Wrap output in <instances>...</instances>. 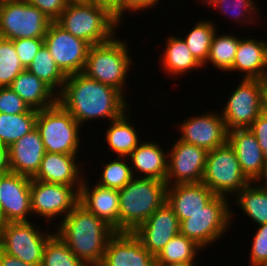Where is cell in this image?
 <instances>
[{"label":"cell","instance_id":"f6af8a7d","mask_svg":"<svg viewBox=\"0 0 267 266\" xmlns=\"http://www.w3.org/2000/svg\"><path fill=\"white\" fill-rule=\"evenodd\" d=\"M161 0H126V12H144V10H149L151 7L155 8ZM155 6V7H154Z\"/></svg>","mask_w":267,"mask_h":266},{"label":"cell","instance_id":"60d3db41","mask_svg":"<svg viewBox=\"0 0 267 266\" xmlns=\"http://www.w3.org/2000/svg\"><path fill=\"white\" fill-rule=\"evenodd\" d=\"M12 42L22 66L26 69L44 44V38H21Z\"/></svg>","mask_w":267,"mask_h":266},{"label":"cell","instance_id":"30bf717a","mask_svg":"<svg viewBox=\"0 0 267 266\" xmlns=\"http://www.w3.org/2000/svg\"><path fill=\"white\" fill-rule=\"evenodd\" d=\"M52 21L26 0L0 1V37L44 38Z\"/></svg>","mask_w":267,"mask_h":266},{"label":"cell","instance_id":"7bdbcfd3","mask_svg":"<svg viewBox=\"0 0 267 266\" xmlns=\"http://www.w3.org/2000/svg\"><path fill=\"white\" fill-rule=\"evenodd\" d=\"M255 135L264 156L267 158V116L261 113L249 127Z\"/></svg>","mask_w":267,"mask_h":266},{"label":"cell","instance_id":"8fae6325","mask_svg":"<svg viewBox=\"0 0 267 266\" xmlns=\"http://www.w3.org/2000/svg\"><path fill=\"white\" fill-rule=\"evenodd\" d=\"M267 81L243 78L230 94L227 103L219 113L227 131L249 128L262 113L263 96Z\"/></svg>","mask_w":267,"mask_h":266},{"label":"cell","instance_id":"d590c367","mask_svg":"<svg viewBox=\"0 0 267 266\" xmlns=\"http://www.w3.org/2000/svg\"><path fill=\"white\" fill-rule=\"evenodd\" d=\"M128 160V157L117 156L113 161L105 163L97 184L117 190L124 188L134 178L130 161Z\"/></svg>","mask_w":267,"mask_h":266},{"label":"cell","instance_id":"6da1fadb","mask_svg":"<svg viewBox=\"0 0 267 266\" xmlns=\"http://www.w3.org/2000/svg\"><path fill=\"white\" fill-rule=\"evenodd\" d=\"M126 96L113 86L86 77L83 73L68 75L58 103L82 126L98 118L118 119L130 109Z\"/></svg>","mask_w":267,"mask_h":266},{"label":"cell","instance_id":"4fadbf2b","mask_svg":"<svg viewBox=\"0 0 267 266\" xmlns=\"http://www.w3.org/2000/svg\"><path fill=\"white\" fill-rule=\"evenodd\" d=\"M44 44L66 76L82 73L91 46L88 42L74 37L56 22H51Z\"/></svg>","mask_w":267,"mask_h":266},{"label":"cell","instance_id":"44dd1931","mask_svg":"<svg viewBox=\"0 0 267 266\" xmlns=\"http://www.w3.org/2000/svg\"><path fill=\"white\" fill-rule=\"evenodd\" d=\"M229 144L234 148L241 170L250 182L261 177L267 158L249 128L228 131Z\"/></svg>","mask_w":267,"mask_h":266},{"label":"cell","instance_id":"4316f807","mask_svg":"<svg viewBox=\"0 0 267 266\" xmlns=\"http://www.w3.org/2000/svg\"><path fill=\"white\" fill-rule=\"evenodd\" d=\"M171 35L165 39V50H162L164 52L160 55L163 72L167 73L166 75L168 76L171 75L170 77L176 78L183 74L185 75L191 70L202 69L203 66L192 55L182 37Z\"/></svg>","mask_w":267,"mask_h":266},{"label":"cell","instance_id":"7c38bea8","mask_svg":"<svg viewBox=\"0 0 267 266\" xmlns=\"http://www.w3.org/2000/svg\"><path fill=\"white\" fill-rule=\"evenodd\" d=\"M30 193L32 215L44 217L48 223L60 215L64 219L79 203V191L74 186L31 179Z\"/></svg>","mask_w":267,"mask_h":266},{"label":"cell","instance_id":"4dcf8cb0","mask_svg":"<svg viewBox=\"0 0 267 266\" xmlns=\"http://www.w3.org/2000/svg\"><path fill=\"white\" fill-rule=\"evenodd\" d=\"M37 112L0 113V142L9 147L36 128Z\"/></svg>","mask_w":267,"mask_h":266},{"label":"cell","instance_id":"f1b7e54d","mask_svg":"<svg viewBox=\"0 0 267 266\" xmlns=\"http://www.w3.org/2000/svg\"><path fill=\"white\" fill-rule=\"evenodd\" d=\"M234 197L235 205L254 221L255 226L267 223V190L261 185L250 182Z\"/></svg>","mask_w":267,"mask_h":266},{"label":"cell","instance_id":"8992f818","mask_svg":"<svg viewBox=\"0 0 267 266\" xmlns=\"http://www.w3.org/2000/svg\"><path fill=\"white\" fill-rule=\"evenodd\" d=\"M82 127L59 103L37 112L36 129L45 152L79 154Z\"/></svg>","mask_w":267,"mask_h":266},{"label":"cell","instance_id":"b9f144b4","mask_svg":"<svg viewBox=\"0 0 267 266\" xmlns=\"http://www.w3.org/2000/svg\"><path fill=\"white\" fill-rule=\"evenodd\" d=\"M42 11L52 22L62 14L69 0H26Z\"/></svg>","mask_w":267,"mask_h":266},{"label":"cell","instance_id":"277c9868","mask_svg":"<svg viewBox=\"0 0 267 266\" xmlns=\"http://www.w3.org/2000/svg\"><path fill=\"white\" fill-rule=\"evenodd\" d=\"M165 181L134 177L119 189V232H134L167 200Z\"/></svg>","mask_w":267,"mask_h":266},{"label":"cell","instance_id":"ee69618b","mask_svg":"<svg viewBox=\"0 0 267 266\" xmlns=\"http://www.w3.org/2000/svg\"><path fill=\"white\" fill-rule=\"evenodd\" d=\"M93 1L101 7H105L113 16L121 23L122 18L126 14V0H89Z\"/></svg>","mask_w":267,"mask_h":266},{"label":"cell","instance_id":"bcb514c9","mask_svg":"<svg viewBox=\"0 0 267 266\" xmlns=\"http://www.w3.org/2000/svg\"><path fill=\"white\" fill-rule=\"evenodd\" d=\"M0 266H33L11 256L0 249Z\"/></svg>","mask_w":267,"mask_h":266},{"label":"cell","instance_id":"d6986e66","mask_svg":"<svg viewBox=\"0 0 267 266\" xmlns=\"http://www.w3.org/2000/svg\"><path fill=\"white\" fill-rule=\"evenodd\" d=\"M86 175L79 190V203L95 216L119 232V193L117 189L106 188L97 183L89 185Z\"/></svg>","mask_w":267,"mask_h":266},{"label":"cell","instance_id":"603a6c76","mask_svg":"<svg viewBox=\"0 0 267 266\" xmlns=\"http://www.w3.org/2000/svg\"><path fill=\"white\" fill-rule=\"evenodd\" d=\"M216 195L202 182L177 184L167 187V204L179 222L203 210Z\"/></svg>","mask_w":267,"mask_h":266},{"label":"cell","instance_id":"1f68e13d","mask_svg":"<svg viewBox=\"0 0 267 266\" xmlns=\"http://www.w3.org/2000/svg\"><path fill=\"white\" fill-rule=\"evenodd\" d=\"M202 249L195 241L178 233L155 256V263L196 262L197 254Z\"/></svg>","mask_w":267,"mask_h":266},{"label":"cell","instance_id":"74e56055","mask_svg":"<svg viewBox=\"0 0 267 266\" xmlns=\"http://www.w3.org/2000/svg\"><path fill=\"white\" fill-rule=\"evenodd\" d=\"M23 70L12 40L0 37V87L10 86Z\"/></svg>","mask_w":267,"mask_h":266},{"label":"cell","instance_id":"7402d4cb","mask_svg":"<svg viewBox=\"0 0 267 266\" xmlns=\"http://www.w3.org/2000/svg\"><path fill=\"white\" fill-rule=\"evenodd\" d=\"M11 172L33 178L41 165L45 148L35 128L8 147Z\"/></svg>","mask_w":267,"mask_h":266},{"label":"cell","instance_id":"9a60e30c","mask_svg":"<svg viewBox=\"0 0 267 266\" xmlns=\"http://www.w3.org/2000/svg\"><path fill=\"white\" fill-rule=\"evenodd\" d=\"M31 179L13 172L0 174V224L30 221Z\"/></svg>","mask_w":267,"mask_h":266},{"label":"cell","instance_id":"e575fe53","mask_svg":"<svg viewBox=\"0 0 267 266\" xmlns=\"http://www.w3.org/2000/svg\"><path fill=\"white\" fill-rule=\"evenodd\" d=\"M206 2L210 8L220 10L221 13L232 17V20L240 25H255L259 17L258 4L254 3V0H200ZM230 11V12H229ZM230 14V15H229ZM256 16V17H254ZM241 17V18H240ZM246 21V22H245ZM254 22V23H253ZM245 23V24H244ZM248 23V24H247ZM252 23V24H251Z\"/></svg>","mask_w":267,"mask_h":266},{"label":"cell","instance_id":"e0dca14e","mask_svg":"<svg viewBox=\"0 0 267 266\" xmlns=\"http://www.w3.org/2000/svg\"><path fill=\"white\" fill-rule=\"evenodd\" d=\"M154 256L180 233V222L167 202L133 232Z\"/></svg>","mask_w":267,"mask_h":266},{"label":"cell","instance_id":"484cf974","mask_svg":"<svg viewBox=\"0 0 267 266\" xmlns=\"http://www.w3.org/2000/svg\"><path fill=\"white\" fill-rule=\"evenodd\" d=\"M10 87L32 109H47L58 103V94L27 69L13 80Z\"/></svg>","mask_w":267,"mask_h":266},{"label":"cell","instance_id":"7dc6e473","mask_svg":"<svg viewBox=\"0 0 267 266\" xmlns=\"http://www.w3.org/2000/svg\"><path fill=\"white\" fill-rule=\"evenodd\" d=\"M11 172L9 150L8 147L2 146L0 148V174Z\"/></svg>","mask_w":267,"mask_h":266},{"label":"cell","instance_id":"8d00e7d4","mask_svg":"<svg viewBox=\"0 0 267 266\" xmlns=\"http://www.w3.org/2000/svg\"><path fill=\"white\" fill-rule=\"evenodd\" d=\"M40 266H87L77 258L55 233L44 247Z\"/></svg>","mask_w":267,"mask_h":266},{"label":"cell","instance_id":"ab89813d","mask_svg":"<svg viewBox=\"0 0 267 266\" xmlns=\"http://www.w3.org/2000/svg\"><path fill=\"white\" fill-rule=\"evenodd\" d=\"M252 238L249 265L265 266L267 264V223L259 225Z\"/></svg>","mask_w":267,"mask_h":266},{"label":"cell","instance_id":"c3c4849f","mask_svg":"<svg viewBox=\"0 0 267 266\" xmlns=\"http://www.w3.org/2000/svg\"><path fill=\"white\" fill-rule=\"evenodd\" d=\"M263 181V182H262ZM261 182V183H260ZM257 183L259 185H261L264 189L267 190V161H266V165L264 166V170L263 173L261 175V177L258 179Z\"/></svg>","mask_w":267,"mask_h":266},{"label":"cell","instance_id":"f35d334b","mask_svg":"<svg viewBox=\"0 0 267 266\" xmlns=\"http://www.w3.org/2000/svg\"><path fill=\"white\" fill-rule=\"evenodd\" d=\"M25 112H38L16 93L10 86L0 87V113L20 114Z\"/></svg>","mask_w":267,"mask_h":266},{"label":"cell","instance_id":"7a4b0ae2","mask_svg":"<svg viewBox=\"0 0 267 266\" xmlns=\"http://www.w3.org/2000/svg\"><path fill=\"white\" fill-rule=\"evenodd\" d=\"M60 221L55 233L70 251L87 266H100L116 231L80 203Z\"/></svg>","mask_w":267,"mask_h":266},{"label":"cell","instance_id":"f907efd6","mask_svg":"<svg viewBox=\"0 0 267 266\" xmlns=\"http://www.w3.org/2000/svg\"><path fill=\"white\" fill-rule=\"evenodd\" d=\"M262 113H264L267 116V89H266L264 96H263Z\"/></svg>","mask_w":267,"mask_h":266},{"label":"cell","instance_id":"836d02e7","mask_svg":"<svg viewBox=\"0 0 267 266\" xmlns=\"http://www.w3.org/2000/svg\"><path fill=\"white\" fill-rule=\"evenodd\" d=\"M217 30L212 20H200L187 32L189 34L182 38L202 66L208 59L212 39Z\"/></svg>","mask_w":267,"mask_h":266},{"label":"cell","instance_id":"5b68a950","mask_svg":"<svg viewBox=\"0 0 267 266\" xmlns=\"http://www.w3.org/2000/svg\"><path fill=\"white\" fill-rule=\"evenodd\" d=\"M125 41L114 36L108 42L90 46L82 73L90 79L113 86L124 94L127 75L129 76L131 64H134Z\"/></svg>","mask_w":267,"mask_h":266},{"label":"cell","instance_id":"52a82bcc","mask_svg":"<svg viewBox=\"0 0 267 266\" xmlns=\"http://www.w3.org/2000/svg\"><path fill=\"white\" fill-rule=\"evenodd\" d=\"M202 183L215 195L230 196L231 199L250 183L241 170L234 148L228 141L207 152Z\"/></svg>","mask_w":267,"mask_h":266},{"label":"cell","instance_id":"83f0119b","mask_svg":"<svg viewBox=\"0 0 267 266\" xmlns=\"http://www.w3.org/2000/svg\"><path fill=\"white\" fill-rule=\"evenodd\" d=\"M128 111L118 119L110 121L111 124L107 126L105 134L109 149H112L111 152L113 151L119 157H128L141 142L140 135L131 123Z\"/></svg>","mask_w":267,"mask_h":266},{"label":"cell","instance_id":"cb8c5ba5","mask_svg":"<svg viewBox=\"0 0 267 266\" xmlns=\"http://www.w3.org/2000/svg\"><path fill=\"white\" fill-rule=\"evenodd\" d=\"M242 78L267 81V41L255 38H240L232 68Z\"/></svg>","mask_w":267,"mask_h":266},{"label":"cell","instance_id":"2e32d148","mask_svg":"<svg viewBox=\"0 0 267 266\" xmlns=\"http://www.w3.org/2000/svg\"><path fill=\"white\" fill-rule=\"evenodd\" d=\"M191 117L178 124L177 129L182 133L178 138L179 140L194 144L207 152L227 142L228 131L224 119L218 114V111Z\"/></svg>","mask_w":267,"mask_h":266},{"label":"cell","instance_id":"5bb4252c","mask_svg":"<svg viewBox=\"0 0 267 266\" xmlns=\"http://www.w3.org/2000/svg\"><path fill=\"white\" fill-rule=\"evenodd\" d=\"M168 151L165 180L168 186L202 182L207 157L205 149L177 138Z\"/></svg>","mask_w":267,"mask_h":266},{"label":"cell","instance_id":"3957f363","mask_svg":"<svg viewBox=\"0 0 267 266\" xmlns=\"http://www.w3.org/2000/svg\"><path fill=\"white\" fill-rule=\"evenodd\" d=\"M55 22L91 46L110 41L116 36L117 27L121 26V22L105 7L89 0H69Z\"/></svg>","mask_w":267,"mask_h":266},{"label":"cell","instance_id":"ba28073f","mask_svg":"<svg viewBox=\"0 0 267 266\" xmlns=\"http://www.w3.org/2000/svg\"><path fill=\"white\" fill-rule=\"evenodd\" d=\"M228 202L227 197L216 195L203 210L180 222V233L195 241L203 250L211 246L231 228L233 211Z\"/></svg>","mask_w":267,"mask_h":266},{"label":"cell","instance_id":"ffe728a7","mask_svg":"<svg viewBox=\"0 0 267 266\" xmlns=\"http://www.w3.org/2000/svg\"><path fill=\"white\" fill-rule=\"evenodd\" d=\"M77 154H60L46 152L34 180L47 183L74 186L78 191L85 177L81 166L76 162ZM81 174V175H80Z\"/></svg>","mask_w":267,"mask_h":266},{"label":"cell","instance_id":"9c48e42d","mask_svg":"<svg viewBox=\"0 0 267 266\" xmlns=\"http://www.w3.org/2000/svg\"><path fill=\"white\" fill-rule=\"evenodd\" d=\"M39 227L33 221L0 224V249L27 264L40 266L44 247L55 231Z\"/></svg>","mask_w":267,"mask_h":266},{"label":"cell","instance_id":"d4e9b609","mask_svg":"<svg viewBox=\"0 0 267 266\" xmlns=\"http://www.w3.org/2000/svg\"><path fill=\"white\" fill-rule=\"evenodd\" d=\"M128 159L134 177L166 180L168 152L162 150L156 141L140 142Z\"/></svg>","mask_w":267,"mask_h":266},{"label":"cell","instance_id":"f546056e","mask_svg":"<svg viewBox=\"0 0 267 266\" xmlns=\"http://www.w3.org/2000/svg\"><path fill=\"white\" fill-rule=\"evenodd\" d=\"M26 69L48 84L57 94L62 91L67 76L57 66L45 44Z\"/></svg>","mask_w":267,"mask_h":266},{"label":"cell","instance_id":"d6a6232c","mask_svg":"<svg viewBox=\"0 0 267 266\" xmlns=\"http://www.w3.org/2000/svg\"><path fill=\"white\" fill-rule=\"evenodd\" d=\"M218 33L219 31H216L213 36L209 56L206 63L203 65V68L210 63L216 69L228 72L232 68L241 37H237V35H232L230 33Z\"/></svg>","mask_w":267,"mask_h":266},{"label":"cell","instance_id":"681fc988","mask_svg":"<svg viewBox=\"0 0 267 266\" xmlns=\"http://www.w3.org/2000/svg\"><path fill=\"white\" fill-rule=\"evenodd\" d=\"M196 262H177L171 264H156V266H196Z\"/></svg>","mask_w":267,"mask_h":266},{"label":"cell","instance_id":"ac0fdd59","mask_svg":"<svg viewBox=\"0 0 267 266\" xmlns=\"http://www.w3.org/2000/svg\"><path fill=\"white\" fill-rule=\"evenodd\" d=\"M100 266H156L155 256L133 232H116L108 241Z\"/></svg>","mask_w":267,"mask_h":266}]
</instances>
